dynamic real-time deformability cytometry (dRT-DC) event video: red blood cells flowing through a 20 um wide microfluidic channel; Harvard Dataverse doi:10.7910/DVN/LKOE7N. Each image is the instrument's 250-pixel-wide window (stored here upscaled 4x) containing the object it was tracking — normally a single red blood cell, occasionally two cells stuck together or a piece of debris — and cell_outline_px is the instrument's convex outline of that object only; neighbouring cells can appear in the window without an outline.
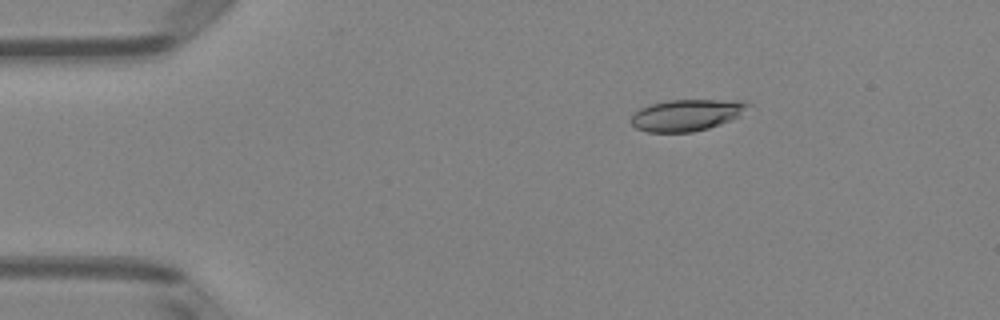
{"species": "Egyptian fruit bat (a non-hibernating species)", "species_latin": "Rousettus aegyptiacus", "temperature_condition": "room temperature", "stored_images_in_passage": 52, "camera_frame_rate_fps": 3000, "um_per_image_px": 0.085, "animal": {"sex": "female"}, "frame": {"image": 1, "passage_image": 9, "time_ms": 2.667, "image_size_px": [1000, 320], "cell_outline_px": [[752, 104], [740, 116], [720, 124], [708, 128], [692, 132], [648, 132], [636, 128], [632, 124], [632, 116], [640, 108], [652, 104], [668, 100], [748, 100]], "centroid_in_image_um": [58.43, 9.77], "position_along_channel_um": 26.6, "area_um2": 21.5}}
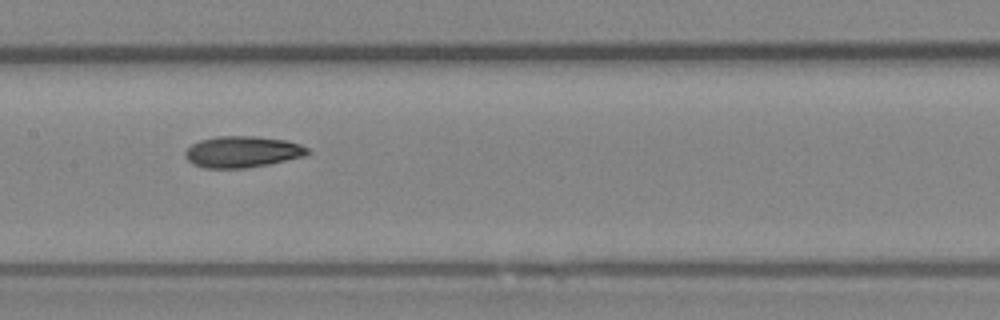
{"frame": {"image": 2, "passage_image": 26, "time_ms": 8.333, "image_size_px": [1000, 320], "cell_outline_px": [[312, 152], [304, 156], [268, 164], [248, 168], [204, 168], [192, 164], [184, 156], [184, 152], [192, 144], [200, 140], [216, 136], [256, 136], [284, 140], [300, 144], [308, 148]], "centroid_in_image_um": [20.59, 12.9], "position_along_channel_um": 186.8, "area_um2": 22.43}}
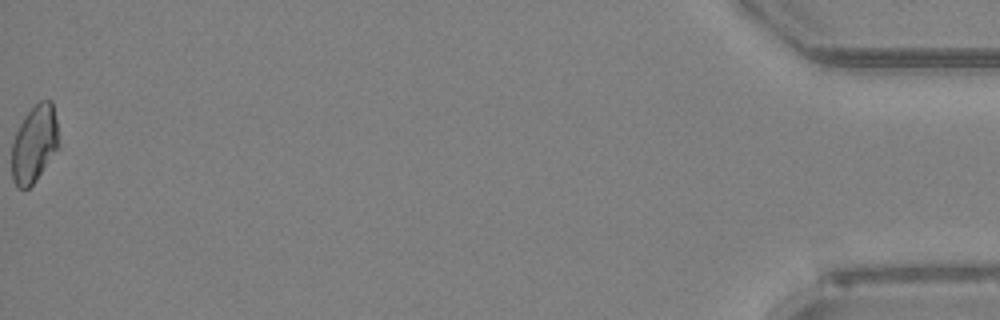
{"frame": {"image": 3, "passage_image": 52, "time_ms": 17.0, "image_size_px": [1000, 320], "cell_outline_px": [[60, 148], [36, 180], [28, 188], [16, 188], [12, 180], [12, 144], [16, 132], [24, 116], [40, 100], [52, 100], [56, 120]], "centroid_in_image_um": [2.93, 12.25], "position_along_channel_um": 432.3, "area_um2": 21.33}, "authors_computed_cell_mechanics": {"area_um2": 21.8484, "velocity_mm_per_s": 3.9791, "shape_relaxation_time_tau1_ms": 4.6939, "shape_relaxation_time_tau2_ms": 3.7549, "deformation_change_tau1": 0.1313, "deformation_change_tau2": 0.0922}}